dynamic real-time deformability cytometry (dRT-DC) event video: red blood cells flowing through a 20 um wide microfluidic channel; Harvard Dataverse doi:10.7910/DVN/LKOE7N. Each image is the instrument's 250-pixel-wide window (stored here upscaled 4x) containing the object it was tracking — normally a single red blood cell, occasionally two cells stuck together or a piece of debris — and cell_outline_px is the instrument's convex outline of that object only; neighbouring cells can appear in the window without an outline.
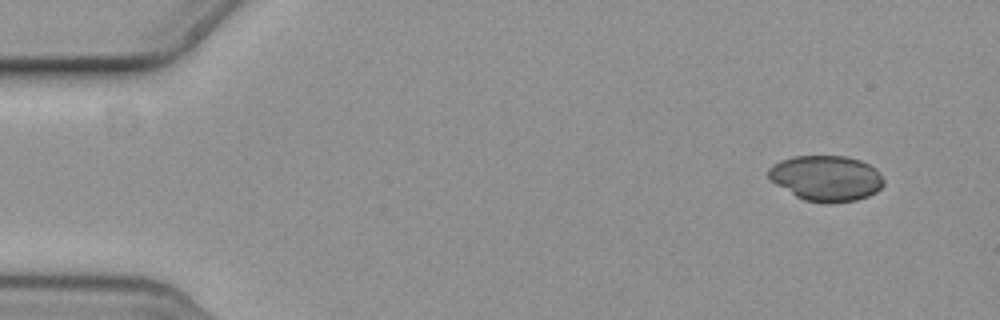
{"species": "common noctule bat (a hibernating species)", "species_latin": "Nyctalus noctula", "temperature_condition": "cold", "stored_images_in_passage": 5, "camera_frame_rate_fps": 3000, "um_per_image_px": 0.085, "animal": {"sex": "female", "body_mass_g": 19.3, "forearm_length_mm": 54.1}, "frame": {"image": 1, "passage_image": 1, "time_ms": 0.0, "image_size_px": [1000, 320], "cell_outline_px": [[884, 184], [876, 192], [868, 196], [856, 200], [804, 200], [796, 196], [776, 184], [768, 176], [768, 168], [772, 164], [780, 160], [796, 156], [844, 156], [860, 160], [876, 168], [884, 180]], "centroid_in_image_um": [70.23, 15.1], "position_along_channel_um": 14.8, "area_um2": 29.88}}